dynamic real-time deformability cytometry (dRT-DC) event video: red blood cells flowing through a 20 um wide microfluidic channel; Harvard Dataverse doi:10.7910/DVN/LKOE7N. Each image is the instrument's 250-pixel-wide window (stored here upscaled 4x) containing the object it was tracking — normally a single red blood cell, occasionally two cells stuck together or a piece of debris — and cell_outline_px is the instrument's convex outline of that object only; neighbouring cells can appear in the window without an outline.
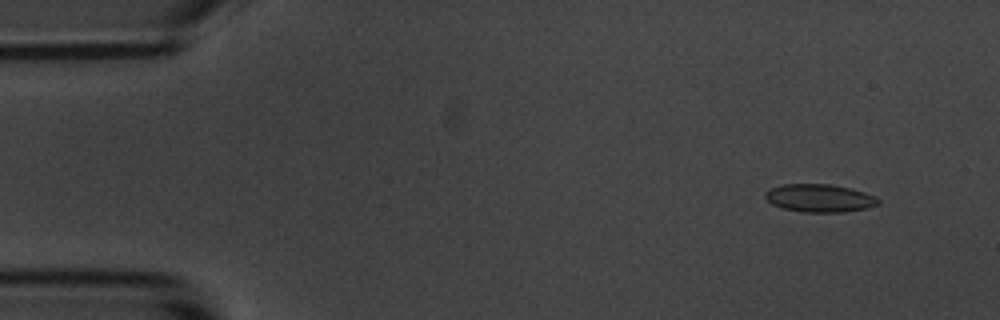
{"species": "common noctule bat (a hibernating species)", "species_latin": "Nyctalus noctula", "temperature_condition": "room temperature", "stored_images_in_passage": 5, "camera_frame_rate_fps": 3000, "um_per_image_px": 0.085, "animal": {"sex": "male", "body_mass_g": 20.1, "forearm_length_mm": 53.5}, "frame": {"image": 1, "passage_image": 2, "time_ms": 1.333, "image_size_px": [1000, 320], "cell_outline_px": [[880, 204], [868, 208], [844, 212], [804, 212], [784, 208], [772, 204], [764, 196], [764, 192], [768, 188], [784, 184], [832, 184], [864, 192], [876, 196], [880, 200]], "centroid_in_image_um": [69.67, 16.83], "position_along_channel_um": 15.3, "area_um2": 18.5}}